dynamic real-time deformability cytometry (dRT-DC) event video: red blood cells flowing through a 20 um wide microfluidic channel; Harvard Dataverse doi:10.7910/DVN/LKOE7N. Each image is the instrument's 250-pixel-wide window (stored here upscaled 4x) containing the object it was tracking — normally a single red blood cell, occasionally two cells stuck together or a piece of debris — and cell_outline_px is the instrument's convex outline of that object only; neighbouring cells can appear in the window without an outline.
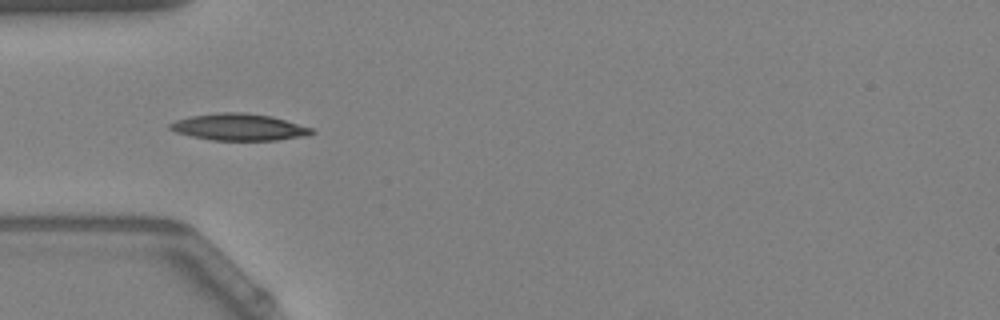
{"species": "Egyptian fruit bat (a non-hibernating species)", "species_latin": "Rousettus aegyptiacus", "temperature_condition": "warm", "stored_images_in_passage": 40, "camera_frame_rate_fps": 3000, "um_per_image_px": 0.085, "animal": {"sex": "female"}, "frame": {"image": 1, "passage_image": 7, "time_ms": 2.0, "image_size_px": [1000, 320], "cell_outline_px": [[316, 132], [308, 136], [276, 140], [212, 140], [192, 136], [176, 132], [168, 128], [168, 124], [176, 120], [192, 116], [216, 112], [244, 112], [272, 116], [312, 128]], "centroid_in_image_um": [20.33, 10.8], "position_along_channel_um": 64.7, "area_um2": 22.14}, "authors_computed_cell_mechanics": {"area_um2": 20.6924, "velocity_mm_per_s": 3.7841, "shape_relaxation_time_tau1_ms": 5.5777, "shape_relaxation_time_tau2_ms": 1.8658, "deformation_change_tau1": 0.1839, "deformation_change_tau2": 0.0772}}